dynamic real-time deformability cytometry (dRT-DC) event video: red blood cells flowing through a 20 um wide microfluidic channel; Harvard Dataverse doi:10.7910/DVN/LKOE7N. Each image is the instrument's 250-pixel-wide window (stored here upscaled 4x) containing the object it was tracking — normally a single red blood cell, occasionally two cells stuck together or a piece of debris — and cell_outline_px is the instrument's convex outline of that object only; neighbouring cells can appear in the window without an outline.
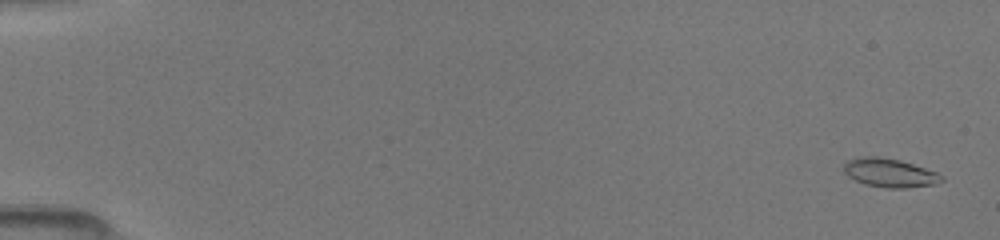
{"species": "common noctule bat (a hibernating species)", "species_latin": "Nyctalus noctula", "temperature_condition": "room temperature", "stored_images_in_passage": 57, "camera_frame_rate_fps": 3000, "um_per_image_px": 0.085, "animal": {"sex": "female", "body_mass_g": 19.5, "forearm_length_mm": 54.1}, "frame": {"image": 1, "passage_image": 3, "time_ms": 0.333, "image_size_px": [1000, 240], "cell_outline_px": [[944, 180], [936, 184], [908, 188], [884, 188], [864, 184], [848, 176], [844, 172], [844, 160], [860, 156], [880, 156], [900, 160], [936, 172], [944, 176]], "centroid_in_image_um": [75.6, 14.69], "position_along_channel_um": 9.4, "area_um2": 16.59}}
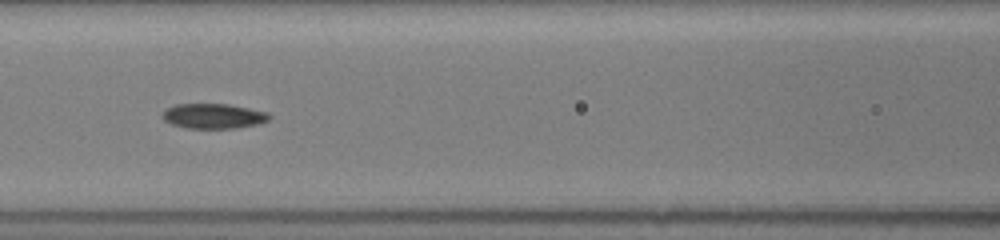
{"frame": {"image": 2, "passage_image": 32, "time_ms": 7.667, "image_size_px": [1000, 240], "cell_outline_px": [[272, 116], [268, 120], [256, 124], [236, 128], [188, 128], [172, 124], [164, 120], [160, 116], [168, 108], [176, 104], [228, 104], [268, 112]], "centroid_in_image_um": [18.15, 9.86], "position_along_channel_um": 148.5, "area_um2": 15.43}}
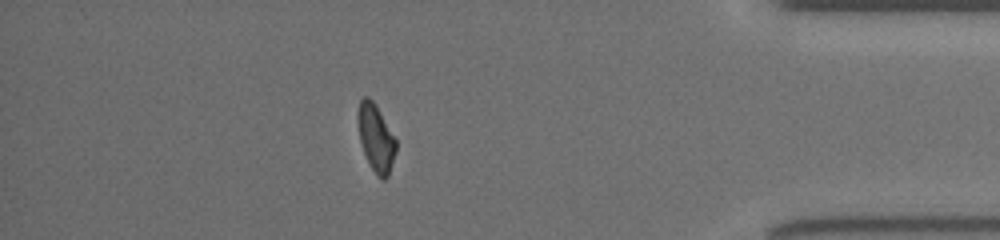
{"frame": {"image": 3, "passage_image": 52, "time_ms": 14.667, "image_size_px": [1000, 240], "cell_outline_px": [[396, 152], [388, 176], [384, 180], [380, 180], [376, 176], [368, 164], [360, 140], [356, 120], [356, 116], [360, 100], [364, 96], [368, 96], [376, 104], [396, 140]], "centroid_in_image_um": [31.93, 11.74], "position_along_channel_um": 403.3, "area_um2": 15.2}}